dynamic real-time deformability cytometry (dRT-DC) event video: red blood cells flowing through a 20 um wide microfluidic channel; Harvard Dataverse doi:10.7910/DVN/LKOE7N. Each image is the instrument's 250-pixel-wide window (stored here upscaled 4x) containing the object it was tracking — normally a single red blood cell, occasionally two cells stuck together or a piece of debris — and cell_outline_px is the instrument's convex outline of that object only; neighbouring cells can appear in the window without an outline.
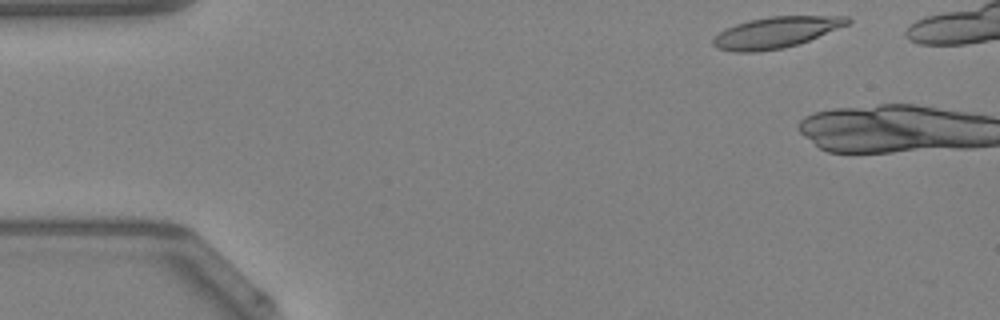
{"species": "Egyptian fruit bat (a non-hibernating species)", "species_latin": "Rousettus aegyptiacus", "temperature_condition": "warm", "stored_images_in_passage": 5, "camera_frame_rate_fps": 3000, "um_per_image_px": 0.085, "animal": {"sex": "female"}, "frame": {"image": 1, "passage_image": 2, "time_ms": 0.333, "image_size_px": [1000, 320], "cell_outline_px": [[852, 20], [848, 24], [808, 40], [784, 48], [756, 52], [732, 52], [716, 48], [712, 44], [712, 40], [724, 28], [748, 20], [768, 16], [848, 16]], "centroid_in_image_um": [65.9, 2.75], "position_along_channel_um": 19.1, "area_um2": 24.28}}